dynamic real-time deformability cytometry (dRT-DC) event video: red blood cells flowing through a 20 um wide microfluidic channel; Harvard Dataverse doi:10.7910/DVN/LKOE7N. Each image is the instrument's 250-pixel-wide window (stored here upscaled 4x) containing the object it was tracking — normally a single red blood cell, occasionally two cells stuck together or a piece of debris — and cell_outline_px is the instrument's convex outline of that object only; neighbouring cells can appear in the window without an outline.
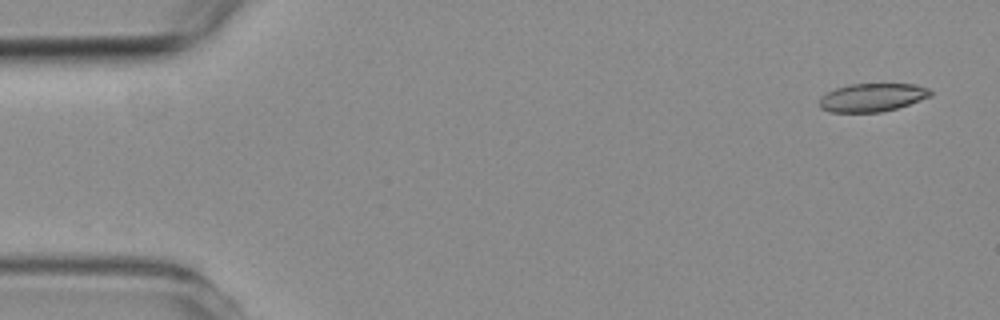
{"species": "common noctule bat (a hibernating species)", "species_latin": "Nyctalus noctula", "temperature_condition": "room temperature", "stored_images_in_passage": 4, "camera_frame_rate_fps": 3000, "um_per_image_px": 0.085, "animal": {"sex": "female", "body_mass_g": 19.3, "forearm_length_mm": 54.1}, "frame": {"image": 1, "passage_image": 1, "time_ms": 0.0, "image_size_px": [1000, 320], "cell_outline_px": [[932, 96], [896, 108], [880, 112], [828, 112], [820, 108], [820, 96], [836, 88], [848, 84], [916, 84], [928, 88], [932, 92]], "centroid_in_image_um": [74.13, 8.28], "position_along_channel_um": 10.9, "area_um2": 18.26}}
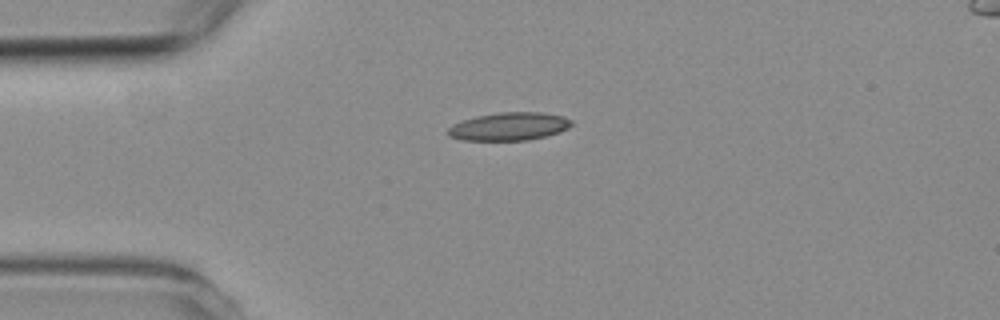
{"frame": {"image": 2, "passage_image": 4, "time_ms": 3.333, "image_size_px": [1000, 320], "cell_outline_px": [[572, 124], [568, 128], [560, 132], [528, 140], [460, 140], [448, 136], [448, 128], [452, 124], [476, 116], [500, 112], [540, 112], [564, 116], [572, 120]], "centroid_in_image_um": [43.27, 10.74], "position_along_channel_um": 41.7, "area_um2": 20.17}}